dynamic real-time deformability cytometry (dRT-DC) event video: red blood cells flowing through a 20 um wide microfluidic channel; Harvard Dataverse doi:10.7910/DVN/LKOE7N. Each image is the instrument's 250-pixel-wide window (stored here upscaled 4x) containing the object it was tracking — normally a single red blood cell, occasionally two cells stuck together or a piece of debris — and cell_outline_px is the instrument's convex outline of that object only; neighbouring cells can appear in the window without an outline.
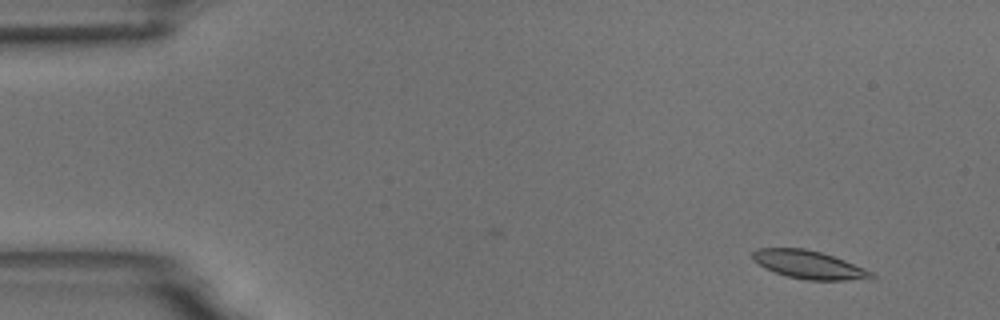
{"species": "common noctule bat (a hibernating species)", "species_latin": "Nyctalus noctula", "temperature_condition": "room temperature", "stored_images_in_passage": 6, "segment_of_instrument_passage": [1, 2], "camera_frame_rate_fps": 3000, "um_per_image_px": 0.085, "animal": {"sex": "male", "body_mass_g": 18.8}, "frame": {"image": 1, "passage_image": 2, "time_ms": 1.333, "image_size_px": [1000, 320], "cell_outline_px": [[876, 280], [808, 280], [788, 276], [764, 268], [752, 260], [752, 252], [756, 248], [804, 248], [820, 252], [844, 260], [864, 268], [872, 272], [876, 276]], "centroid_in_image_um": [68.79, 22.51], "position_along_channel_um": 16.2, "area_um2": 19.59}}